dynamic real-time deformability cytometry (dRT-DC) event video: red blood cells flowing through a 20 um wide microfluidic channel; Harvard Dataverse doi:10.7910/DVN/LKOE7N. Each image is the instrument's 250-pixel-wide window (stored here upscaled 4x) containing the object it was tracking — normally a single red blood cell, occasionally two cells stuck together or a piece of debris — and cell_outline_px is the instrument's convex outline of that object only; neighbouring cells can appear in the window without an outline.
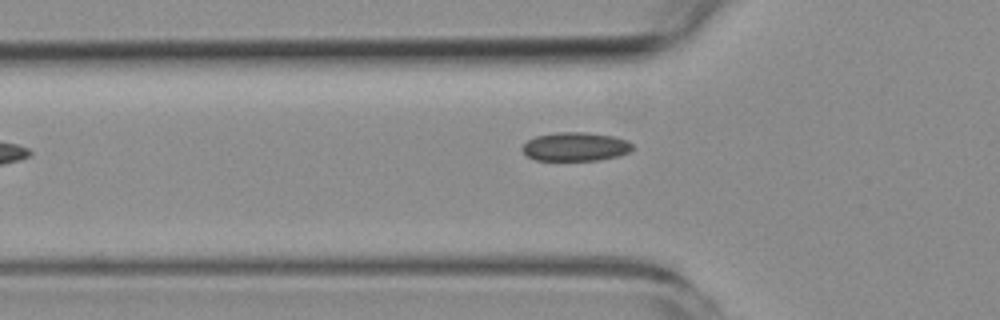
{"species": "common noctule bat (a hibernating species)", "species_latin": "Nyctalus noctula", "temperature_condition": "room temperature", "stored_images_in_passage": 6, "camera_frame_rate_fps": 3000, "um_per_image_px": 0.085, "animal": {"sex": "female", "body_mass_g": 19.3, "forearm_length_mm": 54.1}, "frame": {"image": 1, "passage_image": 6, "time_ms": 6.333, "image_size_px": [1000, 320], "cell_outline_px": [[632, 148], [628, 152], [616, 156], [600, 160], [536, 160], [528, 156], [520, 148], [528, 140], [536, 136], [556, 132], [584, 132], [616, 136], [628, 140], [632, 144]], "centroid_in_image_um": [48.91, 12.46], "position_along_channel_um": 76.9, "area_um2": 18.44}}